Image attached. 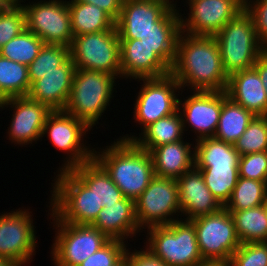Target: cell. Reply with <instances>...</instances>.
Returning a JSON list of instances; mask_svg holds the SVG:
<instances>
[{"label": "cell", "instance_id": "cell-16", "mask_svg": "<svg viewBox=\"0 0 267 266\" xmlns=\"http://www.w3.org/2000/svg\"><path fill=\"white\" fill-rule=\"evenodd\" d=\"M8 105L14 110L8 129L9 140L28 145L41 139L44 124L52 110L28 96L11 97L0 102L1 109Z\"/></svg>", "mask_w": 267, "mask_h": 266}, {"label": "cell", "instance_id": "cell-50", "mask_svg": "<svg viewBox=\"0 0 267 266\" xmlns=\"http://www.w3.org/2000/svg\"><path fill=\"white\" fill-rule=\"evenodd\" d=\"M114 266H127L126 256H124L116 265Z\"/></svg>", "mask_w": 267, "mask_h": 266}, {"label": "cell", "instance_id": "cell-9", "mask_svg": "<svg viewBox=\"0 0 267 266\" xmlns=\"http://www.w3.org/2000/svg\"><path fill=\"white\" fill-rule=\"evenodd\" d=\"M197 234L200 254L204 261H230L241 242L234 219L225 208L190 220Z\"/></svg>", "mask_w": 267, "mask_h": 266}, {"label": "cell", "instance_id": "cell-26", "mask_svg": "<svg viewBox=\"0 0 267 266\" xmlns=\"http://www.w3.org/2000/svg\"><path fill=\"white\" fill-rule=\"evenodd\" d=\"M184 127L179 110L173 114L158 119L147 126L141 136H124L120 139L134 141L141 149L150 152L155 147L163 144L174 143L184 138Z\"/></svg>", "mask_w": 267, "mask_h": 266}, {"label": "cell", "instance_id": "cell-13", "mask_svg": "<svg viewBox=\"0 0 267 266\" xmlns=\"http://www.w3.org/2000/svg\"><path fill=\"white\" fill-rule=\"evenodd\" d=\"M138 80L144 84L136 98L133 117L135 122L143 126V131L151 123L178 111L179 98L176 92L181 87L172 74Z\"/></svg>", "mask_w": 267, "mask_h": 266}, {"label": "cell", "instance_id": "cell-31", "mask_svg": "<svg viewBox=\"0 0 267 266\" xmlns=\"http://www.w3.org/2000/svg\"><path fill=\"white\" fill-rule=\"evenodd\" d=\"M241 243L267 242V211L264 204L240 211H229Z\"/></svg>", "mask_w": 267, "mask_h": 266}, {"label": "cell", "instance_id": "cell-2", "mask_svg": "<svg viewBox=\"0 0 267 266\" xmlns=\"http://www.w3.org/2000/svg\"><path fill=\"white\" fill-rule=\"evenodd\" d=\"M94 159L109 174L124 197L134 201L155 177L150 153L134 141L119 139L102 152L95 151Z\"/></svg>", "mask_w": 267, "mask_h": 266}, {"label": "cell", "instance_id": "cell-11", "mask_svg": "<svg viewBox=\"0 0 267 266\" xmlns=\"http://www.w3.org/2000/svg\"><path fill=\"white\" fill-rule=\"evenodd\" d=\"M26 14V28L45 44L71 46V28L68 1L49 0L21 4Z\"/></svg>", "mask_w": 267, "mask_h": 266}, {"label": "cell", "instance_id": "cell-27", "mask_svg": "<svg viewBox=\"0 0 267 266\" xmlns=\"http://www.w3.org/2000/svg\"><path fill=\"white\" fill-rule=\"evenodd\" d=\"M88 189L93 192L102 203V208L106 204L121 201L124 198L121 190L111 180L105 169L92 159L70 170Z\"/></svg>", "mask_w": 267, "mask_h": 266}, {"label": "cell", "instance_id": "cell-39", "mask_svg": "<svg viewBox=\"0 0 267 266\" xmlns=\"http://www.w3.org/2000/svg\"><path fill=\"white\" fill-rule=\"evenodd\" d=\"M229 262L231 266H267V242L241 243Z\"/></svg>", "mask_w": 267, "mask_h": 266}, {"label": "cell", "instance_id": "cell-12", "mask_svg": "<svg viewBox=\"0 0 267 266\" xmlns=\"http://www.w3.org/2000/svg\"><path fill=\"white\" fill-rule=\"evenodd\" d=\"M181 208L176 179L155 176L143 193L135 200L136 220L140 230L153 226H163L174 219ZM172 215V216H171Z\"/></svg>", "mask_w": 267, "mask_h": 266}, {"label": "cell", "instance_id": "cell-42", "mask_svg": "<svg viewBox=\"0 0 267 266\" xmlns=\"http://www.w3.org/2000/svg\"><path fill=\"white\" fill-rule=\"evenodd\" d=\"M244 10L252 19L259 42L267 49V0H244Z\"/></svg>", "mask_w": 267, "mask_h": 266}, {"label": "cell", "instance_id": "cell-46", "mask_svg": "<svg viewBox=\"0 0 267 266\" xmlns=\"http://www.w3.org/2000/svg\"><path fill=\"white\" fill-rule=\"evenodd\" d=\"M196 266H231L229 261H204Z\"/></svg>", "mask_w": 267, "mask_h": 266}, {"label": "cell", "instance_id": "cell-29", "mask_svg": "<svg viewBox=\"0 0 267 266\" xmlns=\"http://www.w3.org/2000/svg\"><path fill=\"white\" fill-rule=\"evenodd\" d=\"M255 115L243 106L233 102L226 91H222V109L214 137L234 144L246 130Z\"/></svg>", "mask_w": 267, "mask_h": 266}, {"label": "cell", "instance_id": "cell-3", "mask_svg": "<svg viewBox=\"0 0 267 266\" xmlns=\"http://www.w3.org/2000/svg\"><path fill=\"white\" fill-rule=\"evenodd\" d=\"M116 78L102 71L76 69L64 111L92 129L111 102Z\"/></svg>", "mask_w": 267, "mask_h": 266}, {"label": "cell", "instance_id": "cell-8", "mask_svg": "<svg viewBox=\"0 0 267 266\" xmlns=\"http://www.w3.org/2000/svg\"><path fill=\"white\" fill-rule=\"evenodd\" d=\"M70 57L76 69L102 71L121 77L120 41L116 27L74 36Z\"/></svg>", "mask_w": 267, "mask_h": 266}, {"label": "cell", "instance_id": "cell-22", "mask_svg": "<svg viewBox=\"0 0 267 266\" xmlns=\"http://www.w3.org/2000/svg\"><path fill=\"white\" fill-rule=\"evenodd\" d=\"M226 93L233 102L255 116L267 115V93L254 67L231 74Z\"/></svg>", "mask_w": 267, "mask_h": 266}, {"label": "cell", "instance_id": "cell-44", "mask_svg": "<svg viewBox=\"0 0 267 266\" xmlns=\"http://www.w3.org/2000/svg\"><path fill=\"white\" fill-rule=\"evenodd\" d=\"M83 3L93 4L107 12L115 21L120 15L123 0H75Z\"/></svg>", "mask_w": 267, "mask_h": 266}, {"label": "cell", "instance_id": "cell-4", "mask_svg": "<svg viewBox=\"0 0 267 266\" xmlns=\"http://www.w3.org/2000/svg\"><path fill=\"white\" fill-rule=\"evenodd\" d=\"M145 248L167 266H196L204 262L198 247L196 229L190 220L148 228Z\"/></svg>", "mask_w": 267, "mask_h": 266}, {"label": "cell", "instance_id": "cell-20", "mask_svg": "<svg viewBox=\"0 0 267 266\" xmlns=\"http://www.w3.org/2000/svg\"><path fill=\"white\" fill-rule=\"evenodd\" d=\"M179 205L182 213L192 220L218 212L223 206L207 188L201 171L195 166L177 180Z\"/></svg>", "mask_w": 267, "mask_h": 266}, {"label": "cell", "instance_id": "cell-45", "mask_svg": "<svg viewBox=\"0 0 267 266\" xmlns=\"http://www.w3.org/2000/svg\"><path fill=\"white\" fill-rule=\"evenodd\" d=\"M253 67L257 70L267 93V49L257 58Z\"/></svg>", "mask_w": 267, "mask_h": 266}, {"label": "cell", "instance_id": "cell-7", "mask_svg": "<svg viewBox=\"0 0 267 266\" xmlns=\"http://www.w3.org/2000/svg\"><path fill=\"white\" fill-rule=\"evenodd\" d=\"M51 213L57 229L51 251L56 266H79L110 240L92 225L65 223Z\"/></svg>", "mask_w": 267, "mask_h": 266}, {"label": "cell", "instance_id": "cell-5", "mask_svg": "<svg viewBox=\"0 0 267 266\" xmlns=\"http://www.w3.org/2000/svg\"><path fill=\"white\" fill-rule=\"evenodd\" d=\"M215 38L219 44L223 70L228 77L252 68L266 50L259 42L252 19L245 10L228 21Z\"/></svg>", "mask_w": 267, "mask_h": 266}, {"label": "cell", "instance_id": "cell-25", "mask_svg": "<svg viewBox=\"0 0 267 266\" xmlns=\"http://www.w3.org/2000/svg\"><path fill=\"white\" fill-rule=\"evenodd\" d=\"M191 145L180 140L152 149L149 153L155 176L177 180L186 171L192 169L195 166V158Z\"/></svg>", "mask_w": 267, "mask_h": 266}, {"label": "cell", "instance_id": "cell-34", "mask_svg": "<svg viewBox=\"0 0 267 266\" xmlns=\"http://www.w3.org/2000/svg\"><path fill=\"white\" fill-rule=\"evenodd\" d=\"M267 183L239 177L230 200L224 206L228 211L251 209L264 204Z\"/></svg>", "mask_w": 267, "mask_h": 266}, {"label": "cell", "instance_id": "cell-30", "mask_svg": "<svg viewBox=\"0 0 267 266\" xmlns=\"http://www.w3.org/2000/svg\"><path fill=\"white\" fill-rule=\"evenodd\" d=\"M194 148L195 166H238L240 154L234 145L207 137L196 140Z\"/></svg>", "mask_w": 267, "mask_h": 266}, {"label": "cell", "instance_id": "cell-15", "mask_svg": "<svg viewBox=\"0 0 267 266\" xmlns=\"http://www.w3.org/2000/svg\"><path fill=\"white\" fill-rule=\"evenodd\" d=\"M188 19L181 16V31L215 36L225 24L244 10V0H188Z\"/></svg>", "mask_w": 267, "mask_h": 266}, {"label": "cell", "instance_id": "cell-38", "mask_svg": "<svg viewBox=\"0 0 267 266\" xmlns=\"http://www.w3.org/2000/svg\"><path fill=\"white\" fill-rule=\"evenodd\" d=\"M26 29V14L20 5H8L0 14V49Z\"/></svg>", "mask_w": 267, "mask_h": 266}, {"label": "cell", "instance_id": "cell-10", "mask_svg": "<svg viewBox=\"0 0 267 266\" xmlns=\"http://www.w3.org/2000/svg\"><path fill=\"white\" fill-rule=\"evenodd\" d=\"M91 128L64 110L52 111L43 127L42 137L48 133L51 143L57 149L68 153L67 160L61 168L71 170L94 159L95 148H87L82 139ZM85 146V147H84Z\"/></svg>", "mask_w": 267, "mask_h": 266}, {"label": "cell", "instance_id": "cell-47", "mask_svg": "<svg viewBox=\"0 0 267 266\" xmlns=\"http://www.w3.org/2000/svg\"><path fill=\"white\" fill-rule=\"evenodd\" d=\"M0 266H22L17 262L11 261L10 259L0 257Z\"/></svg>", "mask_w": 267, "mask_h": 266}, {"label": "cell", "instance_id": "cell-51", "mask_svg": "<svg viewBox=\"0 0 267 266\" xmlns=\"http://www.w3.org/2000/svg\"><path fill=\"white\" fill-rule=\"evenodd\" d=\"M264 206H265L266 211H267V197H266V200H265V202H264Z\"/></svg>", "mask_w": 267, "mask_h": 266}, {"label": "cell", "instance_id": "cell-40", "mask_svg": "<svg viewBox=\"0 0 267 266\" xmlns=\"http://www.w3.org/2000/svg\"><path fill=\"white\" fill-rule=\"evenodd\" d=\"M125 243L126 241L110 239L79 266H114L125 256L127 251Z\"/></svg>", "mask_w": 267, "mask_h": 266}, {"label": "cell", "instance_id": "cell-6", "mask_svg": "<svg viewBox=\"0 0 267 266\" xmlns=\"http://www.w3.org/2000/svg\"><path fill=\"white\" fill-rule=\"evenodd\" d=\"M56 176L52 191V212L65 223L92 225L102 210V203L70 170ZM58 177V178H57Z\"/></svg>", "mask_w": 267, "mask_h": 266}, {"label": "cell", "instance_id": "cell-35", "mask_svg": "<svg viewBox=\"0 0 267 266\" xmlns=\"http://www.w3.org/2000/svg\"><path fill=\"white\" fill-rule=\"evenodd\" d=\"M45 43L27 28L0 49V55L29 66Z\"/></svg>", "mask_w": 267, "mask_h": 266}, {"label": "cell", "instance_id": "cell-17", "mask_svg": "<svg viewBox=\"0 0 267 266\" xmlns=\"http://www.w3.org/2000/svg\"><path fill=\"white\" fill-rule=\"evenodd\" d=\"M186 98L178 102L184 131L188 123L195 134L198 133L195 140L214 137L222 109V91H193V95Z\"/></svg>", "mask_w": 267, "mask_h": 266}, {"label": "cell", "instance_id": "cell-19", "mask_svg": "<svg viewBox=\"0 0 267 266\" xmlns=\"http://www.w3.org/2000/svg\"><path fill=\"white\" fill-rule=\"evenodd\" d=\"M121 77L133 79L160 78L171 74V68L140 39H119Z\"/></svg>", "mask_w": 267, "mask_h": 266}, {"label": "cell", "instance_id": "cell-1", "mask_svg": "<svg viewBox=\"0 0 267 266\" xmlns=\"http://www.w3.org/2000/svg\"><path fill=\"white\" fill-rule=\"evenodd\" d=\"M171 74L181 88L187 85L193 91H226L228 76L215 36L181 32Z\"/></svg>", "mask_w": 267, "mask_h": 266}, {"label": "cell", "instance_id": "cell-28", "mask_svg": "<svg viewBox=\"0 0 267 266\" xmlns=\"http://www.w3.org/2000/svg\"><path fill=\"white\" fill-rule=\"evenodd\" d=\"M68 8L74 36L115 28V20L107 12L93 4L71 0L68 1Z\"/></svg>", "mask_w": 267, "mask_h": 266}, {"label": "cell", "instance_id": "cell-36", "mask_svg": "<svg viewBox=\"0 0 267 266\" xmlns=\"http://www.w3.org/2000/svg\"><path fill=\"white\" fill-rule=\"evenodd\" d=\"M70 58V48L63 45L44 44L38 56L28 66L31 85L41 79V75L57 71Z\"/></svg>", "mask_w": 267, "mask_h": 266}, {"label": "cell", "instance_id": "cell-37", "mask_svg": "<svg viewBox=\"0 0 267 266\" xmlns=\"http://www.w3.org/2000/svg\"><path fill=\"white\" fill-rule=\"evenodd\" d=\"M233 145L240 156L267 151V115L255 116Z\"/></svg>", "mask_w": 267, "mask_h": 266}, {"label": "cell", "instance_id": "cell-33", "mask_svg": "<svg viewBox=\"0 0 267 266\" xmlns=\"http://www.w3.org/2000/svg\"><path fill=\"white\" fill-rule=\"evenodd\" d=\"M201 171L212 195L224 207L230 200L239 178L238 166H195Z\"/></svg>", "mask_w": 267, "mask_h": 266}, {"label": "cell", "instance_id": "cell-21", "mask_svg": "<svg viewBox=\"0 0 267 266\" xmlns=\"http://www.w3.org/2000/svg\"><path fill=\"white\" fill-rule=\"evenodd\" d=\"M76 67L71 57L57 71L41 75L30 87L28 97L52 111L64 110L73 84Z\"/></svg>", "mask_w": 267, "mask_h": 266}, {"label": "cell", "instance_id": "cell-24", "mask_svg": "<svg viewBox=\"0 0 267 266\" xmlns=\"http://www.w3.org/2000/svg\"><path fill=\"white\" fill-rule=\"evenodd\" d=\"M181 16L174 4L157 22L155 27L140 37L147 45L172 68L176 58L177 42L181 34Z\"/></svg>", "mask_w": 267, "mask_h": 266}, {"label": "cell", "instance_id": "cell-18", "mask_svg": "<svg viewBox=\"0 0 267 266\" xmlns=\"http://www.w3.org/2000/svg\"><path fill=\"white\" fill-rule=\"evenodd\" d=\"M172 0H123L115 27L119 39H140L173 5Z\"/></svg>", "mask_w": 267, "mask_h": 266}, {"label": "cell", "instance_id": "cell-32", "mask_svg": "<svg viewBox=\"0 0 267 266\" xmlns=\"http://www.w3.org/2000/svg\"><path fill=\"white\" fill-rule=\"evenodd\" d=\"M30 87L28 66L0 55V100L27 96Z\"/></svg>", "mask_w": 267, "mask_h": 266}, {"label": "cell", "instance_id": "cell-48", "mask_svg": "<svg viewBox=\"0 0 267 266\" xmlns=\"http://www.w3.org/2000/svg\"><path fill=\"white\" fill-rule=\"evenodd\" d=\"M9 5H20L21 0H4Z\"/></svg>", "mask_w": 267, "mask_h": 266}, {"label": "cell", "instance_id": "cell-14", "mask_svg": "<svg viewBox=\"0 0 267 266\" xmlns=\"http://www.w3.org/2000/svg\"><path fill=\"white\" fill-rule=\"evenodd\" d=\"M23 210L0 215V257L22 266L32 259L37 245L31 212Z\"/></svg>", "mask_w": 267, "mask_h": 266}, {"label": "cell", "instance_id": "cell-41", "mask_svg": "<svg viewBox=\"0 0 267 266\" xmlns=\"http://www.w3.org/2000/svg\"><path fill=\"white\" fill-rule=\"evenodd\" d=\"M239 177L267 183V151L240 156Z\"/></svg>", "mask_w": 267, "mask_h": 266}, {"label": "cell", "instance_id": "cell-49", "mask_svg": "<svg viewBox=\"0 0 267 266\" xmlns=\"http://www.w3.org/2000/svg\"><path fill=\"white\" fill-rule=\"evenodd\" d=\"M9 4L6 3L4 0H0V14L3 12V10L8 6Z\"/></svg>", "mask_w": 267, "mask_h": 266}, {"label": "cell", "instance_id": "cell-43", "mask_svg": "<svg viewBox=\"0 0 267 266\" xmlns=\"http://www.w3.org/2000/svg\"><path fill=\"white\" fill-rule=\"evenodd\" d=\"M127 266H167L163 261L155 257L146 248L142 251L135 249V252H129L127 249L126 253Z\"/></svg>", "mask_w": 267, "mask_h": 266}, {"label": "cell", "instance_id": "cell-23", "mask_svg": "<svg viewBox=\"0 0 267 266\" xmlns=\"http://www.w3.org/2000/svg\"><path fill=\"white\" fill-rule=\"evenodd\" d=\"M92 226L104 233L109 239L124 241L140 231L135 214V201L123 198L121 201L106 204L98 212Z\"/></svg>", "mask_w": 267, "mask_h": 266}]
</instances>
